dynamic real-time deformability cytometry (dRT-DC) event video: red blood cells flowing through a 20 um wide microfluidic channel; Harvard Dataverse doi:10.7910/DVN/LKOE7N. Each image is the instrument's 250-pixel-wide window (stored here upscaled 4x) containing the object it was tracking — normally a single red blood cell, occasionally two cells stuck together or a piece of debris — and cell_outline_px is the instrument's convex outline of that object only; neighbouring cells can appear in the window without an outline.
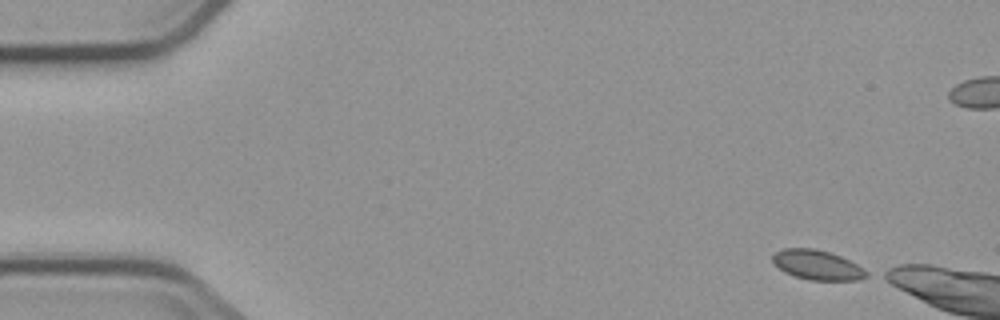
{"species": "common noctule bat (a hibernating species)", "species_latin": "Nyctalus noctula", "temperature_condition": "cold", "stored_images_in_passage": 2, "camera_frame_rate_fps": 3000, "um_per_image_px": 0.085, "animal": {"sex": "male", "body_mass_g": 23.1, "forearm_length_mm": 52.7}, "frame": {"image": 1, "passage_image": 1, "time_ms": 0.0, "image_size_px": [1000, 320], "cell_outline_px": [[868, 276], [856, 280], [808, 280], [784, 272], [772, 260], [772, 256], [776, 252], [784, 248], [816, 248], [840, 256], [856, 264], [868, 272]], "centroid_in_image_um": [69.46, 22.52], "position_along_channel_um": 15.5, "area_um2": 16.01}}